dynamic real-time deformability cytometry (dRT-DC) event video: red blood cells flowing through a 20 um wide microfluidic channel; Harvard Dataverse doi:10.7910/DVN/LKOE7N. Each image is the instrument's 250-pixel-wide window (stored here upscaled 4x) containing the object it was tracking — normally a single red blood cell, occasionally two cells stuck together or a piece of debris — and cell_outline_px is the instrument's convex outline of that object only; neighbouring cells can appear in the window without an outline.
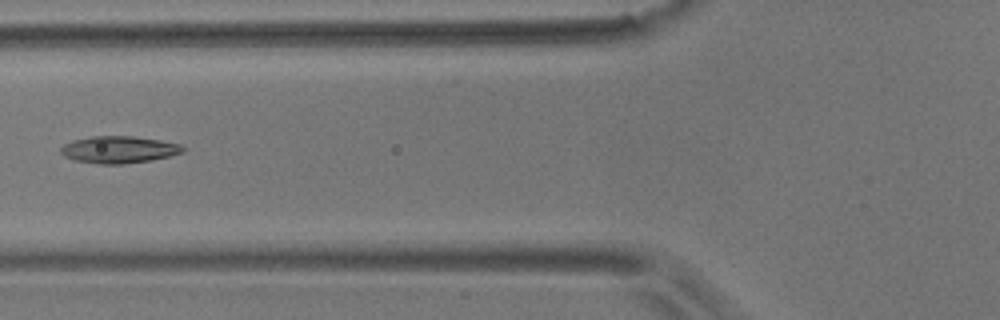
{"species": "common noctule bat (a hibernating species)", "species_latin": "Nyctalus noctula", "temperature_condition": "room temperature", "stored_images_in_passage": 4, "camera_frame_rate_fps": 3000, "um_per_image_px": 0.085, "animal": {"sex": "male", "body_mass_g": 17.9}, "frame": {"image": 1, "passage_image": 2, "time_ms": 0.333, "image_size_px": [1000, 320], "cell_outline_px": [[188, 148], [184, 152], [152, 160], [124, 164], [96, 164], [76, 160], [64, 156], [60, 152], [60, 148], [64, 144], [72, 140], [92, 136], [132, 136], [160, 140], [180, 144]], "centroid_in_image_um": [10.12, 12.71], "position_along_channel_um": 115.7, "area_um2": 19.36}}
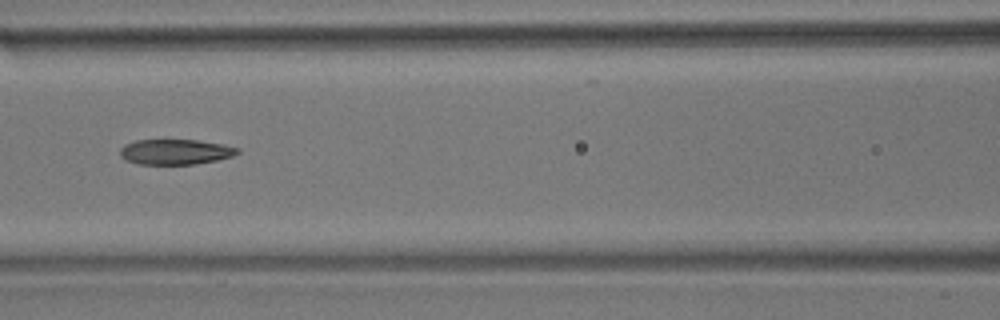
{"frame": {"image": 2, "passage_image": 3, "time_ms": 0.667, "image_size_px": [1000, 320], "cell_outline_px": [[240, 152], [232, 156], [216, 160], [196, 164], [136, 164], [124, 160], [120, 156], [120, 148], [124, 144], [136, 140], [196, 140], [224, 144], [240, 148]], "centroid_in_image_um": [14.89, 12.91], "position_along_channel_um": 151.7, "area_um2": 17.46}}
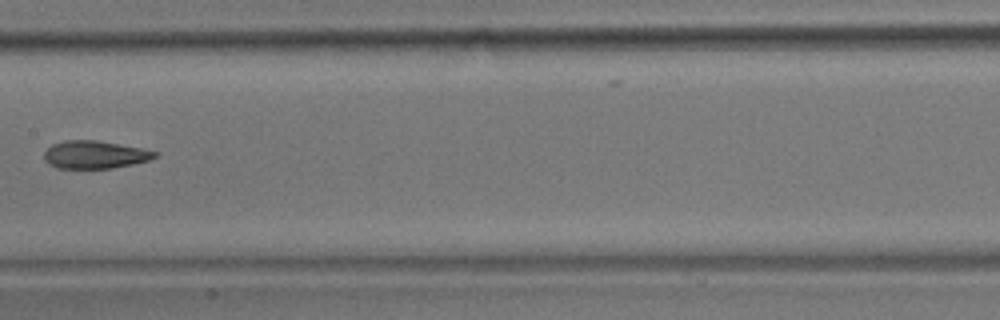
{"frame": {"image": 3, "passage_image": 4, "time_ms": 1.0, "image_size_px": [1000, 320], "cell_outline_px": [[160, 152], [156, 156], [148, 160], [132, 164], [112, 168], [56, 168], [48, 164], [44, 160], [44, 152], [52, 144], [64, 140], [96, 140], [140, 148]], "centroid_in_image_um": [8.02, 13.14], "position_along_channel_um": 199.4, "area_um2": 17.86}}